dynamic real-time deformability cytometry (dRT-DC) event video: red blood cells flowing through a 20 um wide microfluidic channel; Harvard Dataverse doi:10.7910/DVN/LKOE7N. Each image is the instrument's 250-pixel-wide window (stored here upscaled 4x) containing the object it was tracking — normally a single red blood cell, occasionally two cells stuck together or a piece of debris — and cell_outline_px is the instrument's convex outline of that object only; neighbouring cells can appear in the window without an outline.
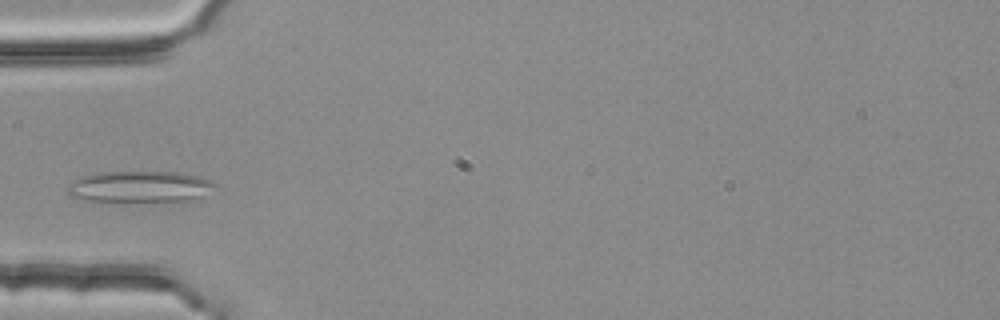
{"species": "common noctule bat (a hibernating species)", "species_latin": "Nyctalus noctula", "temperature_condition": "room temperature", "stored_images_in_passage": 3, "camera_frame_rate_fps": 3000, "um_per_image_px": 0.085, "animal": {"sex": "female", "body_mass_g": 25.1}, "frame": {"image": 1, "passage_image": 3, "time_ms": 0.667, "image_size_px": [1000, 320], "cell_outline_px": [[216, 184], [204, 196], [188, 204], [80, 200], [68, 196], [68, 184], [72, 180], [96, 172], [180, 172], [200, 176], [212, 180]], "centroid_in_image_um": [11.95, 15.92], "position_along_channel_um": 73.0, "area_um2": 28.38}}